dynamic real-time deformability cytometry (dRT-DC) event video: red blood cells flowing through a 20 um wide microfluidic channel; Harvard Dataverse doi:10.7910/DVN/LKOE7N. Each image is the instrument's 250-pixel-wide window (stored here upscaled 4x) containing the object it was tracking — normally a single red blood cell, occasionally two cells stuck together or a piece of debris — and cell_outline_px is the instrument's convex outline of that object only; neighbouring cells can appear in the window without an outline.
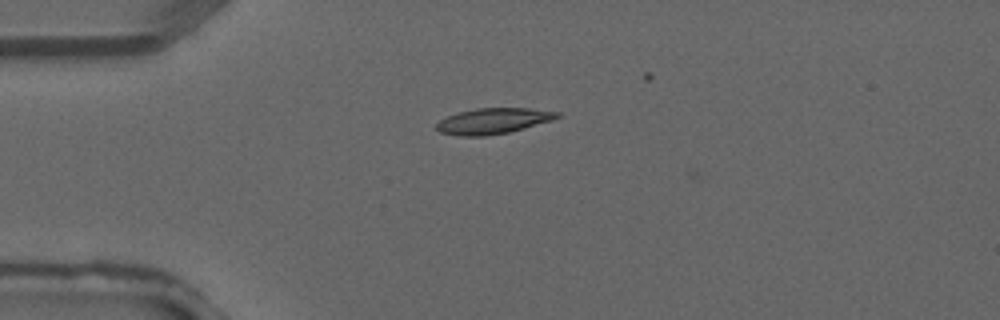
{"species": "common noctule bat (a hibernating species)", "species_latin": "Nyctalus noctula", "temperature_condition": "warm", "stored_images_in_passage": 5, "camera_frame_rate_fps": 3000, "um_per_image_px": 0.085, "animal": {"sex": "male", "forearm_length_mm": 52.5}, "frame": {"image": 1, "passage_image": 4, "time_ms": 1.0, "image_size_px": [1000, 320], "cell_outline_px": [[560, 116], [552, 120], [524, 128], [508, 132], [484, 136], [460, 136], [440, 132], [436, 128], [436, 124], [440, 120], [448, 116], [460, 112], [476, 108], [528, 108], [560, 112]], "centroid_in_image_um": [41.92, 10.28], "position_along_channel_um": 43.1, "area_um2": 17.92}}